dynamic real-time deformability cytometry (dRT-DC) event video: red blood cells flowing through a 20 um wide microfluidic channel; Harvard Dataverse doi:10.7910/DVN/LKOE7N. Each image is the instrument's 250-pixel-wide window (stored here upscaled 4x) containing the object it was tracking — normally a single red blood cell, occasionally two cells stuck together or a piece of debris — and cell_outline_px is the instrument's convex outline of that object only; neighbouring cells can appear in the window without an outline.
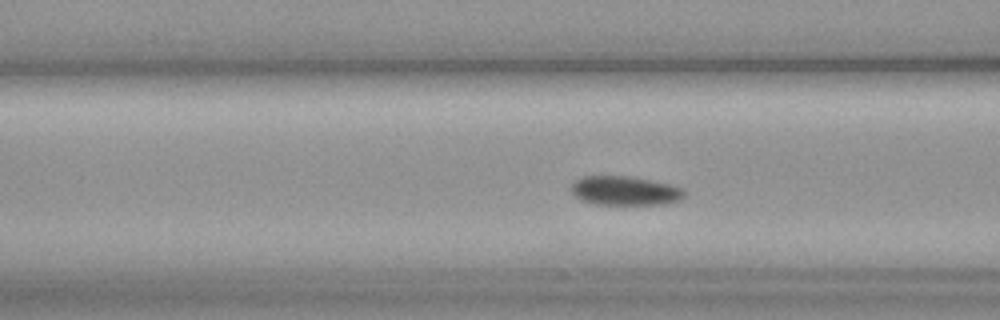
{"species": "common noctule bat (a hibernating species)", "species_latin": "Nyctalus noctula", "temperature_condition": "cold", "stored_images_in_passage": 55, "camera_frame_rate_fps": 3000, "um_per_image_px": 0.085, "animal": {"sex": "female", "body_mass_g": 19.3, "forearm_length_mm": 54.1}, "frame": {"image": 1, "passage_image": 20, "time_ms": 6.333, "image_size_px": [1000, 320], "cell_outline_px": [[688, 192], [680, 200], [664, 204], [592, 204], [580, 200], [568, 188], [576, 180], [584, 176], [628, 176], [668, 184], [680, 188]], "centroid_in_image_um": [53.09, 16.22], "position_along_channel_um": 113.5, "area_um2": 19.13}}
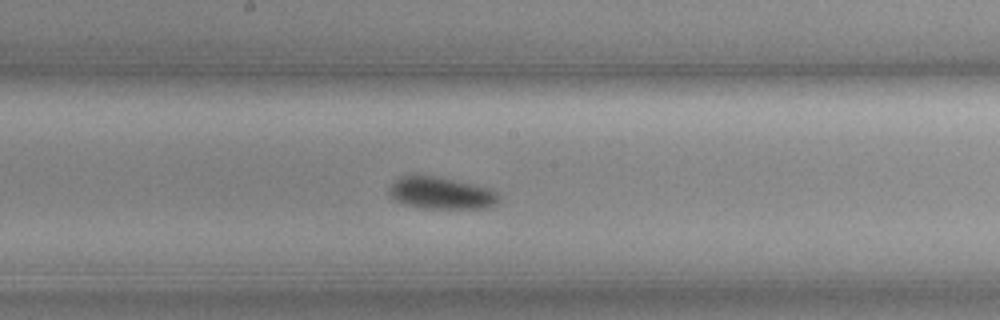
{"frame": {"image": 2, "passage_image": 28, "time_ms": 9.0, "image_size_px": [1000, 320], "cell_outline_px": [[500, 200], [492, 208], [420, 208], [404, 204], [392, 200], [388, 196], [388, 188], [400, 176], [416, 172], [472, 184], [488, 188], [496, 192], [500, 196]], "centroid_in_image_um": [37.43, 16.4], "position_along_channel_um": 210.8, "area_um2": 21.04}}
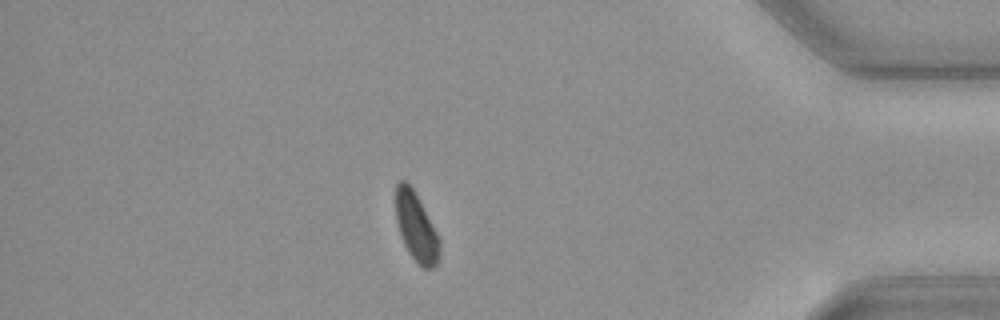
{"frame": {"image": 3, "passage_image": 47, "time_ms": 15.333, "image_size_px": [1000, 320], "cell_outline_px": [[440, 248], [436, 264], [432, 268], [420, 268], [408, 252], [400, 236], [396, 220], [396, 184], [400, 180], [404, 180], [412, 188], [436, 232], [440, 240]], "centroid_in_image_um": [35.35, 19.34], "position_along_channel_um": 399.8, "area_um2": 17.22}, "authors_computed_cell_mechanics": {"area_um2": 19.0162, "velocity_mm_per_s": 3.6478, "shape_relaxation_time_tau1_ms": 1.7642, "shape_relaxation_time_tau2_ms": null, "deformation_change_tau1": 0.0442, "deformation_change_tau2": null}}